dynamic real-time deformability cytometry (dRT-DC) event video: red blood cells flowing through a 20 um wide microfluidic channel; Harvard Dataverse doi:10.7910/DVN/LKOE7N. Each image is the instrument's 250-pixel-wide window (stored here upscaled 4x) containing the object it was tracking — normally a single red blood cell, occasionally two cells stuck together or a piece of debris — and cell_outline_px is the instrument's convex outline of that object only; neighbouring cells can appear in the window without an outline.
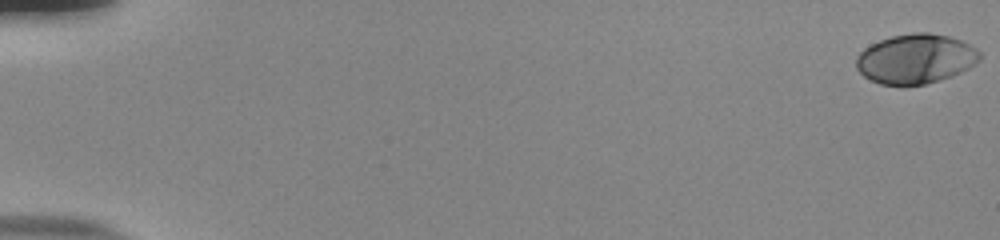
{"species": "human", "species_latin": "Homo sapiens", "temperature_condition": "room temperature", "stored_images_in_passage": 56, "camera_frame_rate_fps": 3000, "um_per_image_px": 0.085, "donor": {"sex": "male"}, "frame": {"image": 1, "passage_image": 1, "time_ms": 0.0, "image_size_px": [1000, 240], "cell_outline_px": [[980, 60], [976, 64], [952, 76], [940, 80], [924, 84], [880, 84], [864, 76], [856, 68], [856, 56], [864, 48], [880, 40], [892, 36], [912, 32], [928, 32], [948, 36], [960, 40], [976, 48], [980, 52]], "centroid_in_image_um": [77.83, 4.99], "position_along_channel_um": 7.2, "area_um2": 35.55}}
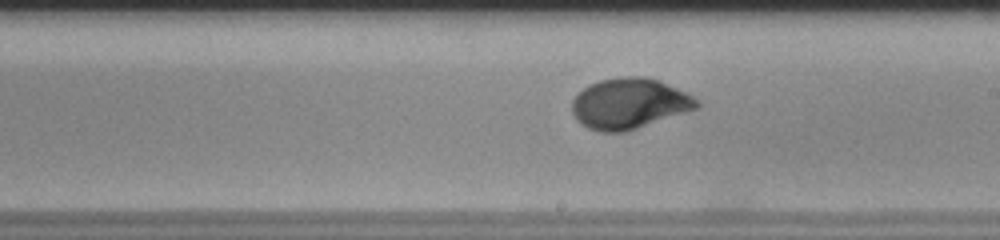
{"frame": {"image": 2, "passage_image": 34, "time_ms": 11.0, "image_size_px": [1000, 240], "cell_outline_px": [[700, 104], [696, 108], [624, 132], [600, 132], [588, 128], [580, 124], [576, 120], [572, 112], [572, 100], [588, 84], [600, 80], [620, 76], [644, 76], [660, 80], [692, 96]], "centroid_in_image_um": [53.43, 8.79], "position_along_channel_um": 235.6, "area_um2": 36.47}}
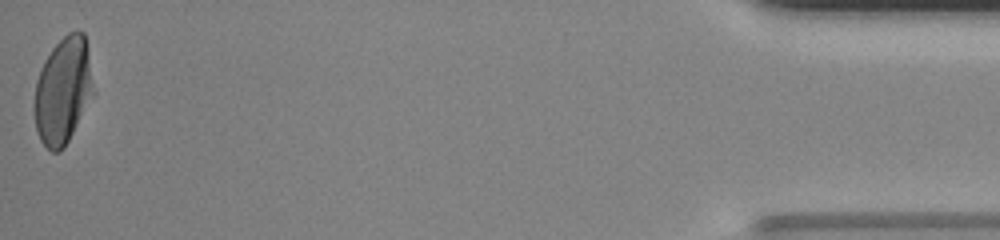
{"frame": {"image": 3, "passage_image": 56, "time_ms": 18.333, "image_size_px": [1000, 240], "cell_outline_px": [[96, 92], [64, 148], [60, 152], [52, 152], [40, 140], [36, 132], [36, 80], [40, 68], [44, 60], [52, 48], [68, 32], [84, 32]], "centroid_in_image_um": [5.39, 7.71], "position_along_channel_um": 429.8, "area_um2": 36.65}, "authors_computed_cell_mechanics": {"area_um2": 35.8938, "velocity_mm_per_s": 3.7897, "shape_relaxation_time_tau1_ms": 4.1085, "shape_relaxation_time_tau2_ms": null, "deformation_change_tau1": 0.1933, "deformation_change_tau2": null}}